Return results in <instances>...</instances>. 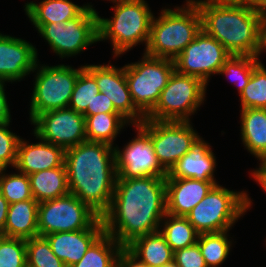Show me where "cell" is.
Listing matches in <instances>:
<instances>
[{
	"instance_id": "83f0119b",
	"label": "cell",
	"mask_w": 266,
	"mask_h": 267,
	"mask_svg": "<svg viewBox=\"0 0 266 267\" xmlns=\"http://www.w3.org/2000/svg\"><path fill=\"white\" fill-rule=\"evenodd\" d=\"M122 248L112 236L104 232L89 247L83 258L71 267H116Z\"/></svg>"
},
{
	"instance_id": "60d3db41",
	"label": "cell",
	"mask_w": 266,
	"mask_h": 267,
	"mask_svg": "<svg viewBox=\"0 0 266 267\" xmlns=\"http://www.w3.org/2000/svg\"><path fill=\"white\" fill-rule=\"evenodd\" d=\"M4 90V82L0 81V124L11 122L10 110Z\"/></svg>"
},
{
	"instance_id": "30bf717a",
	"label": "cell",
	"mask_w": 266,
	"mask_h": 267,
	"mask_svg": "<svg viewBox=\"0 0 266 267\" xmlns=\"http://www.w3.org/2000/svg\"><path fill=\"white\" fill-rule=\"evenodd\" d=\"M31 98V122L46 111L69 106L75 82L84 68L73 69L66 65L39 67Z\"/></svg>"
},
{
	"instance_id": "f6af8a7d",
	"label": "cell",
	"mask_w": 266,
	"mask_h": 267,
	"mask_svg": "<svg viewBox=\"0 0 266 267\" xmlns=\"http://www.w3.org/2000/svg\"><path fill=\"white\" fill-rule=\"evenodd\" d=\"M252 175L254 178H266V162L259 166L258 170H255Z\"/></svg>"
},
{
	"instance_id": "7402d4cb",
	"label": "cell",
	"mask_w": 266,
	"mask_h": 267,
	"mask_svg": "<svg viewBox=\"0 0 266 267\" xmlns=\"http://www.w3.org/2000/svg\"><path fill=\"white\" fill-rule=\"evenodd\" d=\"M38 205L34 198L9 204L4 236L23 239L39 236Z\"/></svg>"
},
{
	"instance_id": "d6a6232c",
	"label": "cell",
	"mask_w": 266,
	"mask_h": 267,
	"mask_svg": "<svg viewBox=\"0 0 266 267\" xmlns=\"http://www.w3.org/2000/svg\"><path fill=\"white\" fill-rule=\"evenodd\" d=\"M26 260L28 267H66L43 236L26 239Z\"/></svg>"
},
{
	"instance_id": "5bb4252c",
	"label": "cell",
	"mask_w": 266,
	"mask_h": 267,
	"mask_svg": "<svg viewBox=\"0 0 266 267\" xmlns=\"http://www.w3.org/2000/svg\"><path fill=\"white\" fill-rule=\"evenodd\" d=\"M32 124L34 136L67 150L86 141L85 116L70 107L39 114Z\"/></svg>"
},
{
	"instance_id": "d590c367",
	"label": "cell",
	"mask_w": 266,
	"mask_h": 267,
	"mask_svg": "<svg viewBox=\"0 0 266 267\" xmlns=\"http://www.w3.org/2000/svg\"><path fill=\"white\" fill-rule=\"evenodd\" d=\"M26 239L0 237V267H26Z\"/></svg>"
},
{
	"instance_id": "ffe728a7",
	"label": "cell",
	"mask_w": 266,
	"mask_h": 267,
	"mask_svg": "<svg viewBox=\"0 0 266 267\" xmlns=\"http://www.w3.org/2000/svg\"><path fill=\"white\" fill-rule=\"evenodd\" d=\"M105 232L104 229H82L72 232L51 233L44 236L53 253L71 267L78 263L89 247Z\"/></svg>"
},
{
	"instance_id": "e575fe53",
	"label": "cell",
	"mask_w": 266,
	"mask_h": 267,
	"mask_svg": "<svg viewBox=\"0 0 266 267\" xmlns=\"http://www.w3.org/2000/svg\"><path fill=\"white\" fill-rule=\"evenodd\" d=\"M255 56L231 55L223 64L218 74L232 76L238 82L239 94L247 86L254 67L259 63Z\"/></svg>"
},
{
	"instance_id": "8992f818",
	"label": "cell",
	"mask_w": 266,
	"mask_h": 267,
	"mask_svg": "<svg viewBox=\"0 0 266 267\" xmlns=\"http://www.w3.org/2000/svg\"><path fill=\"white\" fill-rule=\"evenodd\" d=\"M245 192H234L216 184L185 216L199 234L229 230L251 206Z\"/></svg>"
},
{
	"instance_id": "1f68e13d",
	"label": "cell",
	"mask_w": 266,
	"mask_h": 267,
	"mask_svg": "<svg viewBox=\"0 0 266 267\" xmlns=\"http://www.w3.org/2000/svg\"><path fill=\"white\" fill-rule=\"evenodd\" d=\"M99 92L95 78L83 68L79 72L75 82L68 107L78 113L84 114L87 109H92V101Z\"/></svg>"
},
{
	"instance_id": "ab89813d",
	"label": "cell",
	"mask_w": 266,
	"mask_h": 267,
	"mask_svg": "<svg viewBox=\"0 0 266 267\" xmlns=\"http://www.w3.org/2000/svg\"><path fill=\"white\" fill-rule=\"evenodd\" d=\"M116 267H149L136 258L127 248H122L119 252Z\"/></svg>"
},
{
	"instance_id": "8d00e7d4",
	"label": "cell",
	"mask_w": 266,
	"mask_h": 267,
	"mask_svg": "<svg viewBox=\"0 0 266 267\" xmlns=\"http://www.w3.org/2000/svg\"><path fill=\"white\" fill-rule=\"evenodd\" d=\"M9 123L0 124V170L15 166L20 137L8 130Z\"/></svg>"
},
{
	"instance_id": "ac0fdd59",
	"label": "cell",
	"mask_w": 266,
	"mask_h": 267,
	"mask_svg": "<svg viewBox=\"0 0 266 267\" xmlns=\"http://www.w3.org/2000/svg\"><path fill=\"white\" fill-rule=\"evenodd\" d=\"M216 184L193 178H166V213L185 217Z\"/></svg>"
},
{
	"instance_id": "836d02e7",
	"label": "cell",
	"mask_w": 266,
	"mask_h": 267,
	"mask_svg": "<svg viewBox=\"0 0 266 267\" xmlns=\"http://www.w3.org/2000/svg\"><path fill=\"white\" fill-rule=\"evenodd\" d=\"M3 171L0 170V193L9 204L33 199L28 175L23 173L5 175Z\"/></svg>"
},
{
	"instance_id": "ee69618b",
	"label": "cell",
	"mask_w": 266,
	"mask_h": 267,
	"mask_svg": "<svg viewBox=\"0 0 266 267\" xmlns=\"http://www.w3.org/2000/svg\"><path fill=\"white\" fill-rule=\"evenodd\" d=\"M254 11L260 18H266V0H252Z\"/></svg>"
},
{
	"instance_id": "b9f144b4",
	"label": "cell",
	"mask_w": 266,
	"mask_h": 267,
	"mask_svg": "<svg viewBox=\"0 0 266 267\" xmlns=\"http://www.w3.org/2000/svg\"><path fill=\"white\" fill-rule=\"evenodd\" d=\"M9 203L0 193V234L4 236V227L7 221Z\"/></svg>"
},
{
	"instance_id": "7a4b0ae2",
	"label": "cell",
	"mask_w": 266,
	"mask_h": 267,
	"mask_svg": "<svg viewBox=\"0 0 266 267\" xmlns=\"http://www.w3.org/2000/svg\"><path fill=\"white\" fill-rule=\"evenodd\" d=\"M64 164L69 193L101 217L110 206L118 176L115 147L86 140L65 150Z\"/></svg>"
},
{
	"instance_id": "9a60e30c",
	"label": "cell",
	"mask_w": 266,
	"mask_h": 267,
	"mask_svg": "<svg viewBox=\"0 0 266 267\" xmlns=\"http://www.w3.org/2000/svg\"><path fill=\"white\" fill-rule=\"evenodd\" d=\"M138 136L131 140L123 151L115 147L117 178L166 177L154 152L149 136L138 126Z\"/></svg>"
},
{
	"instance_id": "4dcf8cb0",
	"label": "cell",
	"mask_w": 266,
	"mask_h": 267,
	"mask_svg": "<svg viewBox=\"0 0 266 267\" xmlns=\"http://www.w3.org/2000/svg\"><path fill=\"white\" fill-rule=\"evenodd\" d=\"M241 109H266V69L259 62L253 69L247 86L240 93Z\"/></svg>"
},
{
	"instance_id": "5b68a950",
	"label": "cell",
	"mask_w": 266,
	"mask_h": 267,
	"mask_svg": "<svg viewBox=\"0 0 266 267\" xmlns=\"http://www.w3.org/2000/svg\"><path fill=\"white\" fill-rule=\"evenodd\" d=\"M113 9L112 19L98 16V41L109 38L114 56L125 53L143 41L147 47L153 19L148 4L144 0L122 1L116 3Z\"/></svg>"
},
{
	"instance_id": "74e56055",
	"label": "cell",
	"mask_w": 266,
	"mask_h": 267,
	"mask_svg": "<svg viewBox=\"0 0 266 267\" xmlns=\"http://www.w3.org/2000/svg\"><path fill=\"white\" fill-rule=\"evenodd\" d=\"M173 261L178 267H207L197 243L174 251Z\"/></svg>"
},
{
	"instance_id": "f35d334b",
	"label": "cell",
	"mask_w": 266,
	"mask_h": 267,
	"mask_svg": "<svg viewBox=\"0 0 266 267\" xmlns=\"http://www.w3.org/2000/svg\"><path fill=\"white\" fill-rule=\"evenodd\" d=\"M98 113H119L112 101L102 92L97 93L92 101V109H87L83 115L90 116Z\"/></svg>"
},
{
	"instance_id": "cb8c5ba5",
	"label": "cell",
	"mask_w": 266,
	"mask_h": 267,
	"mask_svg": "<svg viewBox=\"0 0 266 267\" xmlns=\"http://www.w3.org/2000/svg\"><path fill=\"white\" fill-rule=\"evenodd\" d=\"M241 112L242 142L263 165L266 162V109L246 108Z\"/></svg>"
},
{
	"instance_id": "3957f363",
	"label": "cell",
	"mask_w": 266,
	"mask_h": 267,
	"mask_svg": "<svg viewBox=\"0 0 266 267\" xmlns=\"http://www.w3.org/2000/svg\"><path fill=\"white\" fill-rule=\"evenodd\" d=\"M202 16V29L231 55L255 56L261 18L249 1L193 0Z\"/></svg>"
},
{
	"instance_id": "681fc988",
	"label": "cell",
	"mask_w": 266,
	"mask_h": 267,
	"mask_svg": "<svg viewBox=\"0 0 266 267\" xmlns=\"http://www.w3.org/2000/svg\"><path fill=\"white\" fill-rule=\"evenodd\" d=\"M224 1H249L251 2L252 0H224Z\"/></svg>"
},
{
	"instance_id": "4316f807",
	"label": "cell",
	"mask_w": 266,
	"mask_h": 267,
	"mask_svg": "<svg viewBox=\"0 0 266 267\" xmlns=\"http://www.w3.org/2000/svg\"><path fill=\"white\" fill-rule=\"evenodd\" d=\"M129 121L120 113H98L85 116L86 140L113 145L120 129Z\"/></svg>"
},
{
	"instance_id": "44dd1931",
	"label": "cell",
	"mask_w": 266,
	"mask_h": 267,
	"mask_svg": "<svg viewBox=\"0 0 266 267\" xmlns=\"http://www.w3.org/2000/svg\"><path fill=\"white\" fill-rule=\"evenodd\" d=\"M216 167L215 156L204 140L197 143L167 173L166 178H193L215 181L213 173Z\"/></svg>"
},
{
	"instance_id": "2e32d148",
	"label": "cell",
	"mask_w": 266,
	"mask_h": 267,
	"mask_svg": "<svg viewBox=\"0 0 266 267\" xmlns=\"http://www.w3.org/2000/svg\"><path fill=\"white\" fill-rule=\"evenodd\" d=\"M84 68L95 78L99 91L112 101L125 119L135 126L145 120L132 101L124 67L118 69L113 65H85Z\"/></svg>"
},
{
	"instance_id": "c3c4849f",
	"label": "cell",
	"mask_w": 266,
	"mask_h": 267,
	"mask_svg": "<svg viewBox=\"0 0 266 267\" xmlns=\"http://www.w3.org/2000/svg\"><path fill=\"white\" fill-rule=\"evenodd\" d=\"M111 1L114 2V3H115V2L118 3V2H122V1H130V0H111Z\"/></svg>"
},
{
	"instance_id": "4fadbf2b",
	"label": "cell",
	"mask_w": 266,
	"mask_h": 267,
	"mask_svg": "<svg viewBox=\"0 0 266 267\" xmlns=\"http://www.w3.org/2000/svg\"><path fill=\"white\" fill-rule=\"evenodd\" d=\"M230 56L219 41L202 29L174 59L175 70L184 75L198 77L207 85L210 75L218 74Z\"/></svg>"
},
{
	"instance_id": "52a82bcc",
	"label": "cell",
	"mask_w": 266,
	"mask_h": 267,
	"mask_svg": "<svg viewBox=\"0 0 266 267\" xmlns=\"http://www.w3.org/2000/svg\"><path fill=\"white\" fill-rule=\"evenodd\" d=\"M124 69L132 101L146 117L156 106L161 91L175 71L174 60L144 53L141 62L125 65Z\"/></svg>"
},
{
	"instance_id": "484cf974",
	"label": "cell",
	"mask_w": 266,
	"mask_h": 267,
	"mask_svg": "<svg viewBox=\"0 0 266 267\" xmlns=\"http://www.w3.org/2000/svg\"><path fill=\"white\" fill-rule=\"evenodd\" d=\"M33 198L38 202L53 200L69 193L65 164L28 175Z\"/></svg>"
},
{
	"instance_id": "7c38bea8",
	"label": "cell",
	"mask_w": 266,
	"mask_h": 267,
	"mask_svg": "<svg viewBox=\"0 0 266 267\" xmlns=\"http://www.w3.org/2000/svg\"><path fill=\"white\" fill-rule=\"evenodd\" d=\"M138 126L151 139L157 160L167 173L201 139L190 121L145 119Z\"/></svg>"
},
{
	"instance_id": "f1b7e54d",
	"label": "cell",
	"mask_w": 266,
	"mask_h": 267,
	"mask_svg": "<svg viewBox=\"0 0 266 267\" xmlns=\"http://www.w3.org/2000/svg\"><path fill=\"white\" fill-rule=\"evenodd\" d=\"M164 218L166 219L164 229L160 232L164 235L166 242L173 251L197 243L199 233L186 217L173 216L166 213Z\"/></svg>"
},
{
	"instance_id": "603a6c76",
	"label": "cell",
	"mask_w": 266,
	"mask_h": 267,
	"mask_svg": "<svg viewBox=\"0 0 266 267\" xmlns=\"http://www.w3.org/2000/svg\"><path fill=\"white\" fill-rule=\"evenodd\" d=\"M87 5L78 6L68 0H43L26 3L25 11L37 30L44 24L66 22L78 17Z\"/></svg>"
},
{
	"instance_id": "8fae6325",
	"label": "cell",
	"mask_w": 266,
	"mask_h": 267,
	"mask_svg": "<svg viewBox=\"0 0 266 267\" xmlns=\"http://www.w3.org/2000/svg\"><path fill=\"white\" fill-rule=\"evenodd\" d=\"M98 13L91 5L76 18L44 24L38 32L61 58L80 53L98 41Z\"/></svg>"
},
{
	"instance_id": "e0dca14e",
	"label": "cell",
	"mask_w": 266,
	"mask_h": 267,
	"mask_svg": "<svg viewBox=\"0 0 266 267\" xmlns=\"http://www.w3.org/2000/svg\"><path fill=\"white\" fill-rule=\"evenodd\" d=\"M36 68L37 50L31 43L0 34V81H20Z\"/></svg>"
},
{
	"instance_id": "bcb514c9",
	"label": "cell",
	"mask_w": 266,
	"mask_h": 267,
	"mask_svg": "<svg viewBox=\"0 0 266 267\" xmlns=\"http://www.w3.org/2000/svg\"><path fill=\"white\" fill-rule=\"evenodd\" d=\"M259 184H261V187L266 191V178H254Z\"/></svg>"
},
{
	"instance_id": "f546056e",
	"label": "cell",
	"mask_w": 266,
	"mask_h": 267,
	"mask_svg": "<svg viewBox=\"0 0 266 267\" xmlns=\"http://www.w3.org/2000/svg\"><path fill=\"white\" fill-rule=\"evenodd\" d=\"M227 232L199 234L197 244L207 267H217L226 260L231 246Z\"/></svg>"
},
{
	"instance_id": "277c9868",
	"label": "cell",
	"mask_w": 266,
	"mask_h": 267,
	"mask_svg": "<svg viewBox=\"0 0 266 267\" xmlns=\"http://www.w3.org/2000/svg\"><path fill=\"white\" fill-rule=\"evenodd\" d=\"M201 30L202 16L193 0L183 8L164 9L158 19L153 16L145 54L174 60Z\"/></svg>"
},
{
	"instance_id": "9c48e42d",
	"label": "cell",
	"mask_w": 266,
	"mask_h": 267,
	"mask_svg": "<svg viewBox=\"0 0 266 267\" xmlns=\"http://www.w3.org/2000/svg\"><path fill=\"white\" fill-rule=\"evenodd\" d=\"M206 84L198 77L176 70L161 91L160 98L145 119L156 121H189L205 98Z\"/></svg>"
},
{
	"instance_id": "7bdbcfd3",
	"label": "cell",
	"mask_w": 266,
	"mask_h": 267,
	"mask_svg": "<svg viewBox=\"0 0 266 267\" xmlns=\"http://www.w3.org/2000/svg\"><path fill=\"white\" fill-rule=\"evenodd\" d=\"M263 49L266 50V18H261L260 22L259 48L256 54L257 59Z\"/></svg>"
},
{
	"instance_id": "d4e9b609",
	"label": "cell",
	"mask_w": 266,
	"mask_h": 267,
	"mask_svg": "<svg viewBox=\"0 0 266 267\" xmlns=\"http://www.w3.org/2000/svg\"><path fill=\"white\" fill-rule=\"evenodd\" d=\"M126 248L149 267H162L173 261L174 251L160 230L135 239Z\"/></svg>"
},
{
	"instance_id": "ba28073f",
	"label": "cell",
	"mask_w": 266,
	"mask_h": 267,
	"mask_svg": "<svg viewBox=\"0 0 266 267\" xmlns=\"http://www.w3.org/2000/svg\"><path fill=\"white\" fill-rule=\"evenodd\" d=\"M38 234L104 229L101 217L75 195L47 200L38 205Z\"/></svg>"
},
{
	"instance_id": "d6986e66",
	"label": "cell",
	"mask_w": 266,
	"mask_h": 267,
	"mask_svg": "<svg viewBox=\"0 0 266 267\" xmlns=\"http://www.w3.org/2000/svg\"><path fill=\"white\" fill-rule=\"evenodd\" d=\"M18 144L15 168L20 173L30 175L39 171L61 167L65 162V150L62 147L48 143L43 139L39 143L28 144L22 141Z\"/></svg>"
},
{
	"instance_id": "6da1fadb",
	"label": "cell",
	"mask_w": 266,
	"mask_h": 267,
	"mask_svg": "<svg viewBox=\"0 0 266 267\" xmlns=\"http://www.w3.org/2000/svg\"><path fill=\"white\" fill-rule=\"evenodd\" d=\"M165 214L166 177L117 178L101 220L105 233L126 248L135 239L159 231Z\"/></svg>"
},
{
	"instance_id": "7dc6e473",
	"label": "cell",
	"mask_w": 266,
	"mask_h": 267,
	"mask_svg": "<svg viewBox=\"0 0 266 267\" xmlns=\"http://www.w3.org/2000/svg\"><path fill=\"white\" fill-rule=\"evenodd\" d=\"M162 267H178V265L174 261H171Z\"/></svg>"
}]
</instances>
